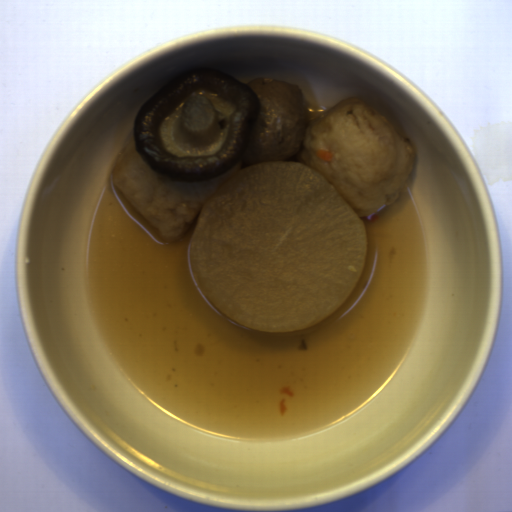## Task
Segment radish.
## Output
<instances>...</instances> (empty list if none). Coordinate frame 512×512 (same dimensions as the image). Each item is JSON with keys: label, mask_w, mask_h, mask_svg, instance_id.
I'll use <instances>...</instances> for the list:
<instances>
[{"label": "radish", "mask_w": 512, "mask_h": 512, "mask_svg": "<svg viewBox=\"0 0 512 512\" xmlns=\"http://www.w3.org/2000/svg\"><path fill=\"white\" fill-rule=\"evenodd\" d=\"M211 305L258 332L302 330L346 301L368 258L357 211L315 168L268 160L229 177L189 244Z\"/></svg>", "instance_id": "1f323893"}]
</instances>
